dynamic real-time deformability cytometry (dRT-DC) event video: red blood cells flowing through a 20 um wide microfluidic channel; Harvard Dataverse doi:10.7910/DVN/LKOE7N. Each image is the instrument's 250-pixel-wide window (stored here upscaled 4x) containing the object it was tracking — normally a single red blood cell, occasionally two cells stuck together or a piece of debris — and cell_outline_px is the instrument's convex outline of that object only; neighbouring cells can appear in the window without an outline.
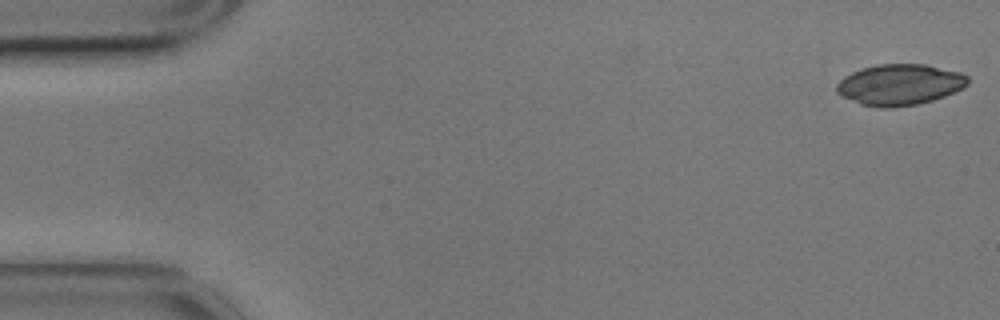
{"species": "common noctule bat (a hibernating species)", "species_latin": "Nyctalus noctula", "temperature_condition": "cold", "stored_images_in_passage": 56, "camera_frame_rate_fps": 3000, "um_per_image_px": 0.085, "animal": {"sex": "male", "body_mass_g": 17.9}, "frame": {"image": 1, "passage_image": 1, "time_ms": 0.0, "image_size_px": [1000, 320], "cell_outline_px": [[968, 84], [944, 96], [932, 100], [916, 104], [892, 108], [880, 108], [860, 104], [840, 96], [836, 92], [836, 84], [844, 76], [852, 72], [876, 64], [924, 64], [960, 72], [968, 76]], "centroid_in_image_um": [76.43, 7.2], "position_along_channel_um": 8.6, "area_um2": 31.27}}